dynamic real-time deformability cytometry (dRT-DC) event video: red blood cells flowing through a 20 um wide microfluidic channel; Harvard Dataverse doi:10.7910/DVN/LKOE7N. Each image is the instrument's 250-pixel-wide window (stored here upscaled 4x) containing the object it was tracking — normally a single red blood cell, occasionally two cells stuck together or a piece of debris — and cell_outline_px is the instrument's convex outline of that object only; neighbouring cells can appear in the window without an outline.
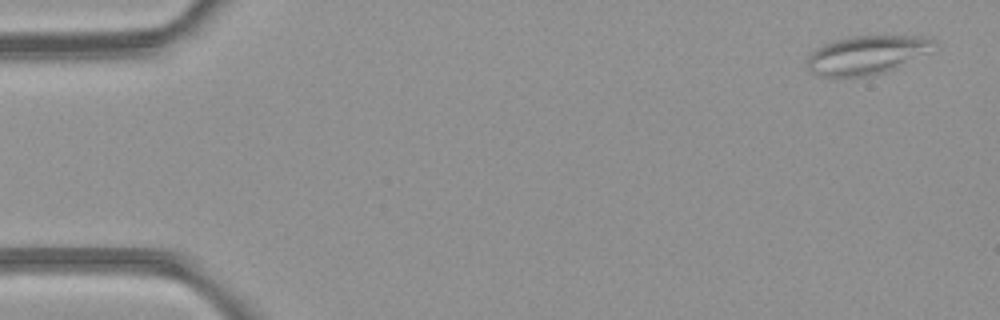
{"species": "common noctule bat (a hibernating species)", "species_latin": "Nyctalus noctula", "temperature_condition": "room temperature", "stored_images_in_passage": 7, "camera_frame_rate_fps": 3000, "um_per_image_px": 0.085, "animal": {"sex": "female", "body_mass_g": 21.9}, "frame": {"image": 1, "passage_image": 1, "time_ms": 0.0, "image_size_px": [1000, 320], "cell_outline_px": [[936, 40], [932, 52], [896, 68], [884, 72], [868, 76], [816, 76], [808, 72], [804, 64], [808, 56], [816, 48], [832, 40], [852, 36], [924, 36]], "centroid_in_image_um": [73.65, 4.67], "position_along_channel_um": 11.3, "area_um2": 29.02}}
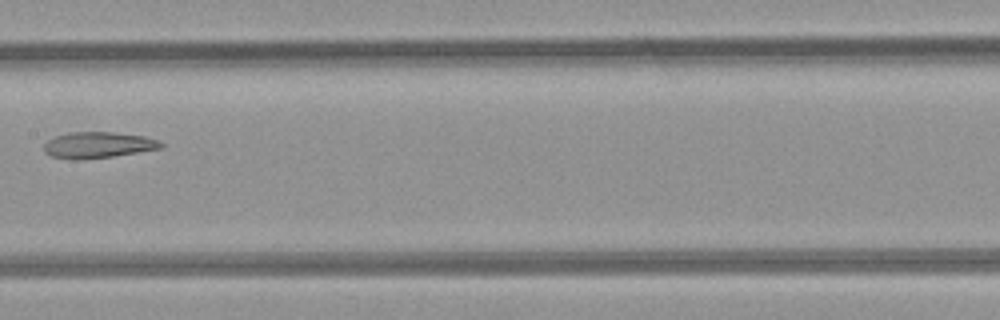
{"frame": {"image": 2, "passage_image": 7, "time_ms": 7.667, "image_size_px": [1000, 320], "cell_outline_px": [[164, 148], [112, 156], [80, 160], [76, 160], [52, 156], [44, 152], [44, 144], [48, 140], [56, 136], [68, 132], [112, 132], [144, 136], [156, 140], [164, 144]], "centroid_in_image_um": [8.33, 12.32], "position_along_channel_um": 199.1, "area_um2": 17.74}}